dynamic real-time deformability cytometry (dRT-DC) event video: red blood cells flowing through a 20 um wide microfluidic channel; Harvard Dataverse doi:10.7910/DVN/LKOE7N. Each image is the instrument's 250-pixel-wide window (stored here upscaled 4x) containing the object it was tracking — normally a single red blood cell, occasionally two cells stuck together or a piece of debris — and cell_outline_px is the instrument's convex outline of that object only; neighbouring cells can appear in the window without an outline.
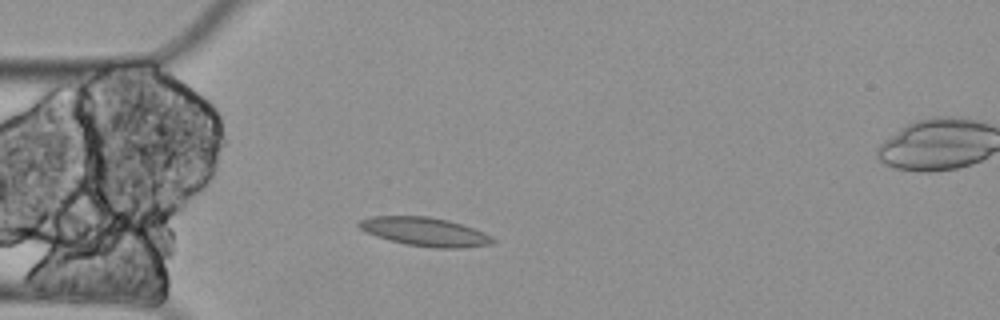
{"species": "Egyptian fruit bat (a non-hibernating species)", "species_latin": "Rousettus aegyptiacus", "temperature_condition": "cold", "stored_images_in_passage": 3, "camera_frame_rate_fps": 3000, "um_per_image_px": 0.085, "animal": {"sex": "female"}, "frame": {"image": 1, "passage_image": 2, "time_ms": 0.333, "image_size_px": [1000, 320], "cell_outline_px": [[496, 244], [460, 248], [436, 248], [408, 244], [376, 236], [360, 228], [356, 224], [360, 220], [372, 216], [428, 216], [448, 220], [484, 232], [496, 240]], "centroid_in_image_um": [36.16, 19.69], "position_along_channel_um": 48.8, "area_um2": 22.14}}